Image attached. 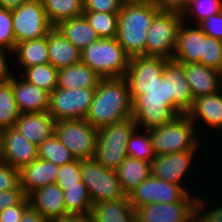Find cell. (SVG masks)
<instances>
[{
  "label": "cell",
  "mask_w": 222,
  "mask_h": 222,
  "mask_svg": "<svg viewBox=\"0 0 222 222\" xmlns=\"http://www.w3.org/2000/svg\"><path fill=\"white\" fill-rule=\"evenodd\" d=\"M132 101L125 77L102 78L95 88L86 120L97 129L130 119Z\"/></svg>",
  "instance_id": "6da1fadb"
},
{
  "label": "cell",
  "mask_w": 222,
  "mask_h": 222,
  "mask_svg": "<svg viewBox=\"0 0 222 222\" xmlns=\"http://www.w3.org/2000/svg\"><path fill=\"white\" fill-rule=\"evenodd\" d=\"M132 101L131 118L138 128L151 129L168 124L179 115L170 106L167 80L159 78V83L150 88H129Z\"/></svg>",
  "instance_id": "7a4b0ae2"
},
{
  "label": "cell",
  "mask_w": 222,
  "mask_h": 222,
  "mask_svg": "<svg viewBox=\"0 0 222 222\" xmlns=\"http://www.w3.org/2000/svg\"><path fill=\"white\" fill-rule=\"evenodd\" d=\"M158 12L152 5L123 4L118 13L116 39L130 58L145 56L146 35Z\"/></svg>",
  "instance_id": "3957f363"
},
{
  "label": "cell",
  "mask_w": 222,
  "mask_h": 222,
  "mask_svg": "<svg viewBox=\"0 0 222 222\" xmlns=\"http://www.w3.org/2000/svg\"><path fill=\"white\" fill-rule=\"evenodd\" d=\"M129 61L116 38H100L81 51V62L102 78L125 77Z\"/></svg>",
  "instance_id": "277c9868"
},
{
  "label": "cell",
  "mask_w": 222,
  "mask_h": 222,
  "mask_svg": "<svg viewBox=\"0 0 222 222\" xmlns=\"http://www.w3.org/2000/svg\"><path fill=\"white\" fill-rule=\"evenodd\" d=\"M136 122L130 118L98 129L94 159L107 169L116 170L127 157V144Z\"/></svg>",
  "instance_id": "5b68a950"
},
{
  "label": "cell",
  "mask_w": 222,
  "mask_h": 222,
  "mask_svg": "<svg viewBox=\"0 0 222 222\" xmlns=\"http://www.w3.org/2000/svg\"><path fill=\"white\" fill-rule=\"evenodd\" d=\"M147 131L155 156L198 148L194 123L187 114H179L168 124Z\"/></svg>",
  "instance_id": "8992f818"
},
{
  "label": "cell",
  "mask_w": 222,
  "mask_h": 222,
  "mask_svg": "<svg viewBox=\"0 0 222 222\" xmlns=\"http://www.w3.org/2000/svg\"><path fill=\"white\" fill-rule=\"evenodd\" d=\"M185 18L180 13L159 11L146 35L145 56L171 60L177 45L178 31Z\"/></svg>",
  "instance_id": "52a82bcc"
},
{
  "label": "cell",
  "mask_w": 222,
  "mask_h": 222,
  "mask_svg": "<svg viewBox=\"0 0 222 222\" xmlns=\"http://www.w3.org/2000/svg\"><path fill=\"white\" fill-rule=\"evenodd\" d=\"M54 134L75 157L92 159L95 155L98 129L86 119H70L55 122Z\"/></svg>",
  "instance_id": "ba28073f"
},
{
  "label": "cell",
  "mask_w": 222,
  "mask_h": 222,
  "mask_svg": "<svg viewBox=\"0 0 222 222\" xmlns=\"http://www.w3.org/2000/svg\"><path fill=\"white\" fill-rule=\"evenodd\" d=\"M81 173L82 182L93 204L127 197L122 190L116 170L105 168L94 158L81 160Z\"/></svg>",
  "instance_id": "9c48e42d"
},
{
  "label": "cell",
  "mask_w": 222,
  "mask_h": 222,
  "mask_svg": "<svg viewBox=\"0 0 222 222\" xmlns=\"http://www.w3.org/2000/svg\"><path fill=\"white\" fill-rule=\"evenodd\" d=\"M95 88H55L50 93L49 114L55 122L70 119H85L93 102Z\"/></svg>",
  "instance_id": "30bf717a"
},
{
  "label": "cell",
  "mask_w": 222,
  "mask_h": 222,
  "mask_svg": "<svg viewBox=\"0 0 222 222\" xmlns=\"http://www.w3.org/2000/svg\"><path fill=\"white\" fill-rule=\"evenodd\" d=\"M12 18L16 44L45 37L54 28L41 0H31L13 8Z\"/></svg>",
  "instance_id": "8fae6325"
},
{
  "label": "cell",
  "mask_w": 222,
  "mask_h": 222,
  "mask_svg": "<svg viewBox=\"0 0 222 222\" xmlns=\"http://www.w3.org/2000/svg\"><path fill=\"white\" fill-rule=\"evenodd\" d=\"M189 192L181 185L169 183L150 175L129 196L135 210L153 203L181 202Z\"/></svg>",
  "instance_id": "7c38bea8"
},
{
  "label": "cell",
  "mask_w": 222,
  "mask_h": 222,
  "mask_svg": "<svg viewBox=\"0 0 222 222\" xmlns=\"http://www.w3.org/2000/svg\"><path fill=\"white\" fill-rule=\"evenodd\" d=\"M197 199L188 194L181 202L139 206L136 217L144 222H196Z\"/></svg>",
  "instance_id": "4fadbf2b"
},
{
  "label": "cell",
  "mask_w": 222,
  "mask_h": 222,
  "mask_svg": "<svg viewBox=\"0 0 222 222\" xmlns=\"http://www.w3.org/2000/svg\"><path fill=\"white\" fill-rule=\"evenodd\" d=\"M163 79L167 80L170 106L178 114H186L193 105L194 96L187 82L183 63L169 60L164 68Z\"/></svg>",
  "instance_id": "5bb4252c"
},
{
  "label": "cell",
  "mask_w": 222,
  "mask_h": 222,
  "mask_svg": "<svg viewBox=\"0 0 222 222\" xmlns=\"http://www.w3.org/2000/svg\"><path fill=\"white\" fill-rule=\"evenodd\" d=\"M0 133L5 163L21 170L39 158L38 146L20 134L14 127L3 129Z\"/></svg>",
  "instance_id": "9a60e30c"
},
{
  "label": "cell",
  "mask_w": 222,
  "mask_h": 222,
  "mask_svg": "<svg viewBox=\"0 0 222 222\" xmlns=\"http://www.w3.org/2000/svg\"><path fill=\"white\" fill-rule=\"evenodd\" d=\"M169 59L153 56H136L130 58L126 72L129 88H150L163 78L164 68Z\"/></svg>",
  "instance_id": "2e32d148"
},
{
  "label": "cell",
  "mask_w": 222,
  "mask_h": 222,
  "mask_svg": "<svg viewBox=\"0 0 222 222\" xmlns=\"http://www.w3.org/2000/svg\"><path fill=\"white\" fill-rule=\"evenodd\" d=\"M197 149L167 155H158L151 161V175L169 183L181 185L183 175L189 170Z\"/></svg>",
  "instance_id": "e0dca14e"
},
{
  "label": "cell",
  "mask_w": 222,
  "mask_h": 222,
  "mask_svg": "<svg viewBox=\"0 0 222 222\" xmlns=\"http://www.w3.org/2000/svg\"><path fill=\"white\" fill-rule=\"evenodd\" d=\"M28 197L30 205L47 221L70 215L66 209L63 190L56 183L35 190Z\"/></svg>",
  "instance_id": "ac0fdd59"
},
{
  "label": "cell",
  "mask_w": 222,
  "mask_h": 222,
  "mask_svg": "<svg viewBox=\"0 0 222 222\" xmlns=\"http://www.w3.org/2000/svg\"><path fill=\"white\" fill-rule=\"evenodd\" d=\"M11 76V84L20 113H37L48 111L50 93L30 84L23 78L19 81Z\"/></svg>",
  "instance_id": "d6986e66"
},
{
  "label": "cell",
  "mask_w": 222,
  "mask_h": 222,
  "mask_svg": "<svg viewBox=\"0 0 222 222\" xmlns=\"http://www.w3.org/2000/svg\"><path fill=\"white\" fill-rule=\"evenodd\" d=\"M183 69L194 99L220 91L222 73L201 63H183Z\"/></svg>",
  "instance_id": "ffe728a7"
},
{
  "label": "cell",
  "mask_w": 222,
  "mask_h": 222,
  "mask_svg": "<svg viewBox=\"0 0 222 222\" xmlns=\"http://www.w3.org/2000/svg\"><path fill=\"white\" fill-rule=\"evenodd\" d=\"M59 166L38 158L20 170V186L28 197L35 190L57 181Z\"/></svg>",
  "instance_id": "44dd1931"
},
{
  "label": "cell",
  "mask_w": 222,
  "mask_h": 222,
  "mask_svg": "<svg viewBox=\"0 0 222 222\" xmlns=\"http://www.w3.org/2000/svg\"><path fill=\"white\" fill-rule=\"evenodd\" d=\"M55 120L48 111L20 113L14 128L32 143L39 146L54 134Z\"/></svg>",
  "instance_id": "7402d4cb"
},
{
  "label": "cell",
  "mask_w": 222,
  "mask_h": 222,
  "mask_svg": "<svg viewBox=\"0 0 222 222\" xmlns=\"http://www.w3.org/2000/svg\"><path fill=\"white\" fill-rule=\"evenodd\" d=\"M184 22L180 25L177 45L172 60L178 63H196L203 55V42L205 33L197 28H184Z\"/></svg>",
  "instance_id": "603a6c76"
},
{
  "label": "cell",
  "mask_w": 222,
  "mask_h": 222,
  "mask_svg": "<svg viewBox=\"0 0 222 222\" xmlns=\"http://www.w3.org/2000/svg\"><path fill=\"white\" fill-rule=\"evenodd\" d=\"M49 63L57 70L81 62V50L68 41L55 27L48 33Z\"/></svg>",
  "instance_id": "cb8c5ba5"
},
{
  "label": "cell",
  "mask_w": 222,
  "mask_h": 222,
  "mask_svg": "<svg viewBox=\"0 0 222 222\" xmlns=\"http://www.w3.org/2000/svg\"><path fill=\"white\" fill-rule=\"evenodd\" d=\"M93 222H134L136 210L128 197L96 202L92 206Z\"/></svg>",
  "instance_id": "d4e9b609"
},
{
  "label": "cell",
  "mask_w": 222,
  "mask_h": 222,
  "mask_svg": "<svg viewBox=\"0 0 222 222\" xmlns=\"http://www.w3.org/2000/svg\"><path fill=\"white\" fill-rule=\"evenodd\" d=\"M220 92V93H219ZM195 123L198 118L214 128H222V94L204 95L194 99L191 109L186 113Z\"/></svg>",
  "instance_id": "484cf974"
},
{
  "label": "cell",
  "mask_w": 222,
  "mask_h": 222,
  "mask_svg": "<svg viewBox=\"0 0 222 222\" xmlns=\"http://www.w3.org/2000/svg\"><path fill=\"white\" fill-rule=\"evenodd\" d=\"M102 77L88 65L80 62L58 70V88H96Z\"/></svg>",
  "instance_id": "4316f807"
},
{
  "label": "cell",
  "mask_w": 222,
  "mask_h": 222,
  "mask_svg": "<svg viewBox=\"0 0 222 222\" xmlns=\"http://www.w3.org/2000/svg\"><path fill=\"white\" fill-rule=\"evenodd\" d=\"M123 192L128 197L151 175V162L126 157L116 169Z\"/></svg>",
  "instance_id": "83f0119b"
},
{
  "label": "cell",
  "mask_w": 222,
  "mask_h": 222,
  "mask_svg": "<svg viewBox=\"0 0 222 222\" xmlns=\"http://www.w3.org/2000/svg\"><path fill=\"white\" fill-rule=\"evenodd\" d=\"M55 28L81 51L100 39L84 16L62 21Z\"/></svg>",
  "instance_id": "f1b7e54d"
},
{
  "label": "cell",
  "mask_w": 222,
  "mask_h": 222,
  "mask_svg": "<svg viewBox=\"0 0 222 222\" xmlns=\"http://www.w3.org/2000/svg\"><path fill=\"white\" fill-rule=\"evenodd\" d=\"M14 52L24 68L49 63L48 34L39 39L17 43Z\"/></svg>",
  "instance_id": "f546056e"
},
{
  "label": "cell",
  "mask_w": 222,
  "mask_h": 222,
  "mask_svg": "<svg viewBox=\"0 0 222 222\" xmlns=\"http://www.w3.org/2000/svg\"><path fill=\"white\" fill-rule=\"evenodd\" d=\"M53 27L62 21L83 16V0H41Z\"/></svg>",
  "instance_id": "4dcf8cb0"
},
{
  "label": "cell",
  "mask_w": 222,
  "mask_h": 222,
  "mask_svg": "<svg viewBox=\"0 0 222 222\" xmlns=\"http://www.w3.org/2000/svg\"><path fill=\"white\" fill-rule=\"evenodd\" d=\"M59 187L63 190L66 209L70 215H89L91 213L93 203L82 181H79V185Z\"/></svg>",
  "instance_id": "1f68e13d"
},
{
  "label": "cell",
  "mask_w": 222,
  "mask_h": 222,
  "mask_svg": "<svg viewBox=\"0 0 222 222\" xmlns=\"http://www.w3.org/2000/svg\"><path fill=\"white\" fill-rule=\"evenodd\" d=\"M23 79L51 93L58 85V70L50 63L25 68Z\"/></svg>",
  "instance_id": "d6a6232c"
},
{
  "label": "cell",
  "mask_w": 222,
  "mask_h": 222,
  "mask_svg": "<svg viewBox=\"0 0 222 222\" xmlns=\"http://www.w3.org/2000/svg\"><path fill=\"white\" fill-rule=\"evenodd\" d=\"M19 115L10 79L0 84V131L14 127Z\"/></svg>",
  "instance_id": "836d02e7"
},
{
  "label": "cell",
  "mask_w": 222,
  "mask_h": 222,
  "mask_svg": "<svg viewBox=\"0 0 222 222\" xmlns=\"http://www.w3.org/2000/svg\"><path fill=\"white\" fill-rule=\"evenodd\" d=\"M38 156L58 166L75 160L71 151L59 141L55 134L51 135L38 146Z\"/></svg>",
  "instance_id": "e575fe53"
},
{
  "label": "cell",
  "mask_w": 222,
  "mask_h": 222,
  "mask_svg": "<svg viewBox=\"0 0 222 222\" xmlns=\"http://www.w3.org/2000/svg\"><path fill=\"white\" fill-rule=\"evenodd\" d=\"M83 16L100 38H116L118 13L84 11Z\"/></svg>",
  "instance_id": "d590c367"
},
{
  "label": "cell",
  "mask_w": 222,
  "mask_h": 222,
  "mask_svg": "<svg viewBox=\"0 0 222 222\" xmlns=\"http://www.w3.org/2000/svg\"><path fill=\"white\" fill-rule=\"evenodd\" d=\"M135 129L127 144V157L151 162L155 158L150 133L139 135Z\"/></svg>",
  "instance_id": "8d00e7d4"
},
{
  "label": "cell",
  "mask_w": 222,
  "mask_h": 222,
  "mask_svg": "<svg viewBox=\"0 0 222 222\" xmlns=\"http://www.w3.org/2000/svg\"><path fill=\"white\" fill-rule=\"evenodd\" d=\"M221 11L222 0H189L188 6L184 13H182V16L184 17L186 16L185 14H192V16H195V19L198 20L195 21L196 24L199 25L205 19Z\"/></svg>",
  "instance_id": "74e56055"
},
{
  "label": "cell",
  "mask_w": 222,
  "mask_h": 222,
  "mask_svg": "<svg viewBox=\"0 0 222 222\" xmlns=\"http://www.w3.org/2000/svg\"><path fill=\"white\" fill-rule=\"evenodd\" d=\"M198 63L222 73V40L205 35L203 55Z\"/></svg>",
  "instance_id": "f35d334b"
},
{
  "label": "cell",
  "mask_w": 222,
  "mask_h": 222,
  "mask_svg": "<svg viewBox=\"0 0 222 222\" xmlns=\"http://www.w3.org/2000/svg\"><path fill=\"white\" fill-rule=\"evenodd\" d=\"M15 47L12 9L0 7V48L13 52Z\"/></svg>",
  "instance_id": "ab89813d"
},
{
  "label": "cell",
  "mask_w": 222,
  "mask_h": 222,
  "mask_svg": "<svg viewBox=\"0 0 222 222\" xmlns=\"http://www.w3.org/2000/svg\"><path fill=\"white\" fill-rule=\"evenodd\" d=\"M79 181H82L81 160L75 159L59 166L56 181L58 186L79 185Z\"/></svg>",
  "instance_id": "60d3db41"
},
{
  "label": "cell",
  "mask_w": 222,
  "mask_h": 222,
  "mask_svg": "<svg viewBox=\"0 0 222 222\" xmlns=\"http://www.w3.org/2000/svg\"><path fill=\"white\" fill-rule=\"evenodd\" d=\"M12 189H22L20 186V170L3 162L0 164V192Z\"/></svg>",
  "instance_id": "b9f144b4"
},
{
  "label": "cell",
  "mask_w": 222,
  "mask_h": 222,
  "mask_svg": "<svg viewBox=\"0 0 222 222\" xmlns=\"http://www.w3.org/2000/svg\"><path fill=\"white\" fill-rule=\"evenodd\" d=\"M122 0H83L84 11L119 13Z\"/></svg>",
  "instance_id": "7bdbcfd3"
},
{
  "label": "cell",
  "mask_w": 222,
  "mask_h": 222,
  "mask_svg": "<svg viewBox=\"0 0 222 222\" xmlns=\"http://www.w3.org/2000/svg\"><path fill=\"white\" fill-rule=\"evenodd\" d=\"M29 206L30 200L26 196L19 204L0 210V222H19Z\"/></svg>",
  "instance_id": "ee69618b"
},
{
  "label": "cell",
  "mask_w": 222,
  "mask_h": 222,
  "mask_svg": "<svg viewBox=\"0 0 222 222\" xmlns=\"http://www.w3.org/2000/svg\"><path fill=\"white\" fill-rule=\"evenodd\" d=\"M198 26L207 36L222 40V11L205 19Z\"/></svg>",
  "instance_id": "f6af8a7d"
},
{
  "label": "cell",
  "mask_w": 222,
  "mask_h": 222,
  "mask_svg": "<svg viewBox=\"0 0 222 222\" xmlns=\"http://www.w3.org/2000/svg\"><path fill=\"white\" fill-rule=\"evenodd\" d=\"M26 197L23 189L0 192V210L19 204Z\"/></svg>",
  "instance_id": "bcb514c9"
},
{
  "label": "cell",
  "mask_w": 222,
  "mask_h": 222,
  "mask_svg": "<svg viewBox=\"0 0 222 222\" xmlns=\"http://www.w3.org/2000/svg\"><path fill=\"white\" fill-rule=\"evenodd\" d=\"M189 0H155V6L159 11L184 13Z\"/></svg>",
  "instance_id": "7dc6e473"
},
{
  "label": "cell",
  "mask_w": 222,
  "mask_h": 222,
  "mask_svg": "<svg viewBox=\"0 0 222 222\" xmlns=\"http://www.w3.org/2000/svg\"><path fill=\"white\" fill-rule=\"evenodd\" d=\"M19 222H48L44 216L31 205L24 211Z\"/></svg>",
  "instance_id": "c3c4849f"
},
{
  "label": "cell",
  "mask_w": 222,
  "mask_h": 222,
  "mask_svg": "<svg viewBox=\"0 0 222 222\" xmlns=\"http://www.w3.org/2000/svg\"><path fill=\"white\" fill-rule=\"evenodd\" d=\"M5 49L0 48V84L5 83L13 76L8 71L7 60L5 59Z\"/></svg>",
  "instance_id": "681fc988"
},
{
  "label": "cell",
  "mask_w": 222,
  "mask_h": 222,
  "mask_svg": "<svg viewBox=\"0 0 222 222\" xmlns=\"http://www.w3.org/2000/svg\"><path fill=\"white\" fill-rule=\"evenodd\" d=\"M48 222H93L91 215H69Z\"/></svg>",
  "instance_id": "f907efd6"
},
{
  "label": "cell",
  "mask_w": 222,
  "mask_h": 222,
  "mask_svg": "<svg viewBox=\"0 0 222 222\" xmlns=\"http://www.w3.org/2000/svg\"><path fill=\"white\" fill-rule=\"evenodd\" d=\"M30 1L31 0H0V7L13 9V8H17L21 6L24 3H28Z\"/></svg>",
  "instance_id": "816d5d0a"
},
{
  "label": "cell",
  "mask_w": 222,
  "mask_h": 222,
  "mask_svg": "<svg viewBox=\"0 0 222 222\" xmlns=\"http://www.w3.org/2000/svg\"><path fill=\"white\" fill-rule=\"evenodd\" d=\"M123 4H140L155 6V0H122Z\"/></svg>",
  "instance_id": "f5cc1de1"
},
{
  "label": "cell",
  "mask_w": 222,
  "mask_h": 222,
  "mask_svg": "<svg viewBox=\"0 0 222 222\" xmlns=\"http://www.w3.org/2000/svg\"><path fill=\"white\" fill-rule=\"evenodd\" d=\"M4 160H3V146H2V136H1V133H0V164L3 163Z\"/></svg>",
  "instance_id": "db71d44e"
},
{
  "label": "cell",
  "mask_w": 222,
  "mask_h": 222,
  "mask_svg": "<svg viewBox=\"0 0 222 222\" xmlns=\"http://www.w3.org/2000/svg\"><path fill=\"white\" fill-rule=\"evenodd\" d=\"M134 222H144L142 220H139L137 217L135 218Z\"/></svg>",
  "instance_id": "11a10c76"
},
{
  "label": "cell",
  "mask_w": 222,
  "mask_h": 222,
  "mask_svg": "<svg viewBox=\"0 0 222 222\" xmlns=\"http://www.w3.org/2000/svg\"><path fill=\"white\" fill-rule=\"evenodd\" d=\"M220 91H222L221 89H222V79H221V82H220Z\"/></svg>",
  "instance_id": "9f6ffc18"
}]
</instances>
